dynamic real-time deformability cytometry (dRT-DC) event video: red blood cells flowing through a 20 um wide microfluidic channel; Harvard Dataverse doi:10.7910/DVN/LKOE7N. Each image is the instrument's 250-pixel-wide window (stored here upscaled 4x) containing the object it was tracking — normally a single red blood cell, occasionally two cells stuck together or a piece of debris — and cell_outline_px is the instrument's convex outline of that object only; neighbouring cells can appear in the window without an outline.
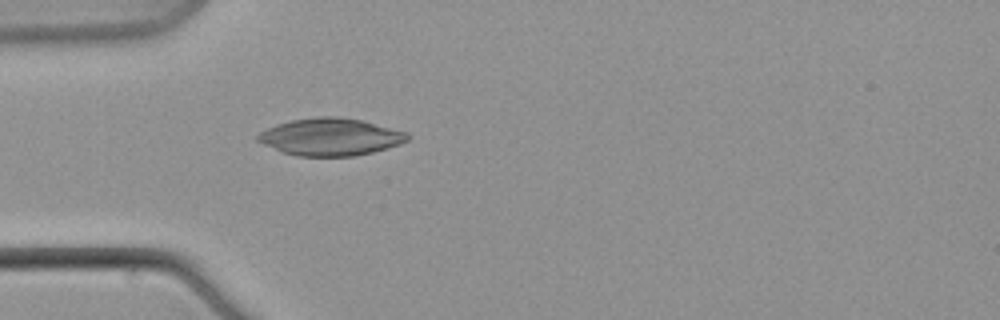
{"species": "common noctule bat (a hibernating species)", "species_latin": "Nyctalus noctula", "temperature_condition": "warm", "stored_images_in_passage": 1, "camera_frame_rate_fps": 3000, "um_per_image_px": 0.085, "animal": {"sex": "male", "body_mass_g": 21.5, "forearm_length_mm": 52.0}, "frame": {"image": 1, "passage_image": 1, "time_ms": 0.0, "image_size_px": [1000, 320], "cell_outline_px": [[412, 136], [408, 140], [400, 144], [372, 152], [356, 156], [296, 156], [284, 152], [264, 144], [256, 140], [256, 136], [260, 132], [276, 124], [292, 120], [316, 116], [336, 116], [360, 120], [408, 132]], "centroid_in_image_um": [28.1, 11.63], "position_along_channel_um": 56.9, "area_um2": 32.48}}